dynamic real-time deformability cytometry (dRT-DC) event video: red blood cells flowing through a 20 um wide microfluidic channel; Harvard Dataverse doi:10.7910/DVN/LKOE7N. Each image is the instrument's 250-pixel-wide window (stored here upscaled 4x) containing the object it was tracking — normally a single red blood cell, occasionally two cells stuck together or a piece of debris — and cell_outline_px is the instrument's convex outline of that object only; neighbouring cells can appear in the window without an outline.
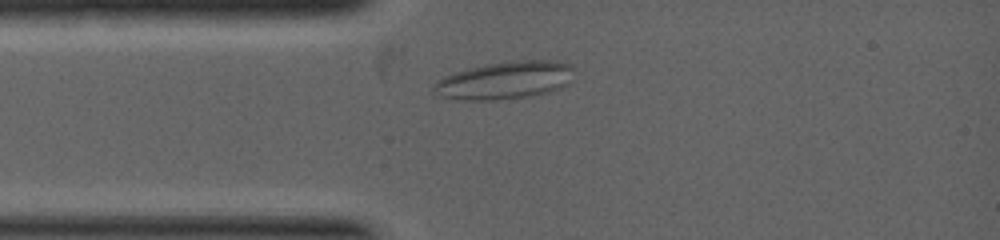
{"species": "common noctule bat (a hibernating species)", "species_latin": "Nyctalus noctula", "temperature_condition": "warm", "stored_images_in_passage": 3, "camera_frame_rate_fps": 5000, "um_per_image_px": 0.085, "animal": {"sex": "female", "body_mass_g": 19.0, "forearm_length_mm": 53.3}, "frame": {"image": 1, "passage_image": 1, "time_ms": 0.0, "image_size_px": [1000, 240], "cell_outline_px": [[572, 68], [568, 84], [560, 88], [548, 92], [528, 96], [496, 100], [460, 100], [436, 96], [432, 88], [436, 80], [444, 76], [468, 68], [488, 64], [516, 60], [556, 60], [568, 64]], "centroid_in_image_um": [42.85, 6.83], "position_along_channel_um": 42.2, "area_um2": 30.75}}
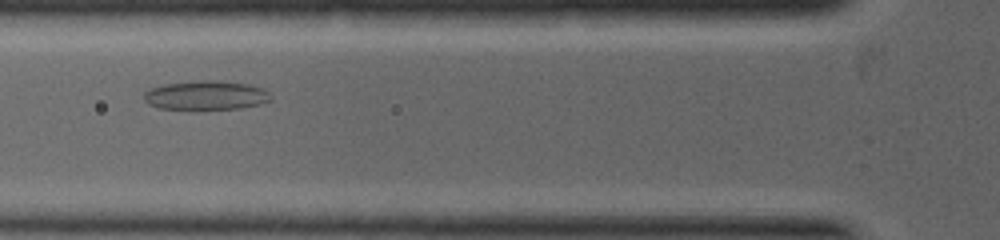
{"frame": {"image": 2, "passage_image": 3, "time_ms": 1.0, "image_size_px": [1000, 240], "cell_outline_px": [[272, 100], [260, 104], [240, 108], [196, 112], [188, 112], [160, 108], [148, 104], [144, 100], [144, 92], [148, 88], [164, 84], [200, 80], [216, 80], [248, 84], [264, 88], [272, 96]], "centroid_in_image_um": [17.47, 8.15], "position_along_channel_um": 108.3, "area_um2": 22.66}}